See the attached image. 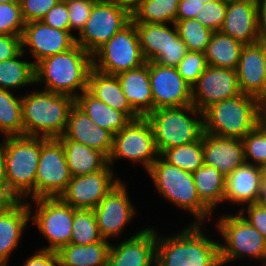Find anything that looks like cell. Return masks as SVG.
Instances as JSON below:
<instances>
[{
  "label": "cell",
  "mask_w": 266,
  "mask_h": 266,
  "mask_svg": "<svg viewBox=\"0 0 266 266\" xmlns=\"http://www.w3.org/2000/svg\"><path fill=\"white\" fill-rule=\"evenodd\" d=\"M23 0H0V3H11L21 5Z\"/></svg>",
  "instance_id": "cell-58"
},
{
  "label": "cell",
  "mask_w": 266,
  "mask_h": 266,
  "mask_svg": "<svg viewBox=\"0 0 266 266\" xmlns=\"http://www.w3.org/2000/svg\"><path fill=\"white\" fill-rule=\"evenodd\" d=\"M241 93L265 101V71L262 55V37L254 44L244 45L236 69Z\"/></svg>",
  "instance_id": "cell-24"
},
{
  "label": "cell",
  "mask_w": 266,
  "mask_h": 266,
  "mask_svg": "<svg viewBox=\"0 0 266 266\" xmlns=\"http://www.w3.org/2000/svg\"><path fill=\"white\" fill-rule=\"evenodd\" d=\"M216 228L225 240L219 244L221 265L250 256L266 266V239L243 216L224 215Z\"/></svg>",
  "instance_id": "cell-9"
},
{
  "label": "cell",
  "mask_w": 266,
  "mask_h": 266,
  "mask_svg": "<svg viewBox=\"0 0 266 266\" xmlns=\"http://www.w3.org/2000/svg\"><path fill=\"white\" fill-rule=\"evenodd\" d=\"M149 78L154 110L192 105V88L176 67L149 62Z\"/></svg>",
  "instance_id": "cell-15"
},
{
  "label": "cell",
  "mask_w": 266,
  "mask_h": 266,
  "mask_svg": "<svg viewBox=\"0 0 266 266\" xmlns=\"http://www.w3.org/2000/svg\"><path fill=\"white\" fill-rule=\"evenodd\" d=\"M25 24L21 5L0 3V34L22 36Z\"/></svg>",
  "instance_id": "cell-41"
},
{
  "label": "cell",
  "mask_w": 266,
  "mask_h": 266,
  "mask_svg": "<svg viewBox=\"0 0 266 266\" xmlns=\"http://www.w3.org/2000/svg\"><path fill=\"white\" fill-rule=\"evenodd\" d=\"M220 31L243 44H254L261 38L258 31L255 0H227L224 23Z\"/></svg>",
  "instance_id": "cell-21"
},
{
  "label": "cell",
  "mask_w": 266,
  "mask_h": 266,
  "mask_svg": "<svg viewBox=\"0 0 266 266\" xmlns=\"http://www.w3.org/2000/svg\"><path fill=\"white\" fill-rule=\"evenodd\" d=\"M258 31L261 37H266V0H256Z\"/></svg>",
  "instance_id": "cell-53"
},
{
  "label": "cell",
  "mask_w": 266,
  "mask_h": 266,
  "mask_svg": "<svg viewBox=\"0 0 266 266\" xmlns=\"http://www.w3.org/2000/svg\"><path fill=\"white\" fill-rule=\"evenodd\" d=\"M41 153V137H5L7 201L35 199V177Z\"/></svg>",
  "instance_id": "cell-5"
},
{
  "label": "cell",
  "mask_w": 266,
  "mask_h": 266,
  "mask_svg": "<svg viewBox=\"0 0 266 266\" xmlns=\"http://www.w3.org/2000/svg\"><path fill=\"white\" fill-rule=\"evenodd\" d=\"M21 51V36L0 34V62L16 57Z\"/></svg>",
  "instance_id": "cell-49"
},
{
  "label": "cell",
  "mask_w": 266,
  "mask_h": 266,
  "mask_svg": "<svg viewBox=\"0 0 266 266\" xmlns=\"http://www.w3.org/2000/svg\"><path fill=\"white\" fill-rule=\"evenodd\" d=\"M69 11L70 31L77 30L78 34L87 22L93 4L97 0H64Z\"/></svg>",
  "instance_id": "cell-44"
},
{
  "label": "cell",
  "mask_w": 266,
  "mask_h": 266,
  "mask_svg": "<svg viewBox=\"0 0 266 266\" xmlns=\"http://www.w3.org/2000/svg\"><path fill=\"white\" fill-rule=\"evenodd\" d=\"M147 172L166 200L194 216L196 221L192 224L202 225L210 218L212 212L201 202L192 173L166 162L160 155Z\"/></svg>",
  "instance_id": "cell-7"
},
{
  "label": "cell",
  "mask_w": 266,
  "mask_h": 266,
  "mask_svg": "<svg viewBox=\"0 0 266 266\" xmlns=\"http://www.w3.org/2000/svg\"><path fill=\"white\" fill-rule=\"evenodd\" d=\"M108 240L91 245L68 244L56 253L60 266H107L110 249Z\"/></svg>",
  "instance_id": "cell-31"
},
{
  "label": "cell",
  "mask_w": 266,
  "mask_h": 266,
  "mask_svg": "<svg viewBox=\"0 0 266 266\" xmlns=\"http://www.w3.org/2000/svg\"><path fill=\"white\" fill-rule=\"evenodd\" d=\"M262 121L266 123V100L262 103Z\"/></svg>",
  "instance_id": "cell-59"
},
{
  "label": "cell",
  "mask_w": 266,
  "mask_h": 266,
  "mask_svg": "<svg viewBox=\"0 0 266 266\" xmlns=\"http://www.w3.org/2000/svg\"><path fill=\"white\" fill-rule=\"evenodd\" d=\"M0 143V198L7 201V183L5 169V139Z\"/></svg>",
  "instance_id": "cell-52"
},
{
  "label": "cell",
  "mask_w": 266,
  "mask_h": 266,
  "mask_svg": "<svg viewBox=\"0 0 266 266\" xmlns=\"http://www.w3.org/2000/svg\"><path fill=\"white\" fill-rule=\"evenodd\" d=\"M226 9L227 0L206 3L203 10L194 19L212 31H220L224 23Z\"/></svg>",
  "instance_id": "cell-43"
},
{
  "label": "cell",
  "mask_w": 266,
  "mask_h": 266,
  "mask_svg": "<svg viewBox=\"0 0 266 266\" xmlns=\"http://www.w3.org/2000/svg\"><path fill=\"white\" fill-rule=\"evenodd\" d=\"M192 175L201 202L212 212L224 202L226 178L216 168L204 164Z\"/></svg>",
  "instance_id": "cell-33"
},
{
  "label": "cell",
  "mask_w": 266,
  "mask_h": 266,
  "mask_svg": "<svg viewBox=\"0 0 266 266\" xmlns=\"http://www.w3.org/2000/svg\"><path fill=\"white\" fill-rule=\"evenodd\" d=\"M33 201L37 209L30 218L50 243L41 250L57 252L61 247L70 244L75 208L60 197L37 198Z\"/></svg>",
  "instance_id": "cell-13"
},
{
  "label": "cell",
  "mask_w": 266,
  "mask_h": 266,
  "mask_svg": "<svg viewBox=\"0 0 266 266\" xmlns=\"http://www.w3.org/2000/svg\"><path fill=\"white\" fill-rule=\"evenodd\" d=\"M103 152L107 157L113 147V134L97 126L88 115L74 104L68 115L67 126L62 136Z\"/></svg>",
  "instance_id": "cell-23"
},
{
  "label": "cell",
  "mask_w": 266,
  "mask_h": 266,
  "mask_svg": "<svg viewBox=\"0 0 266 266\" xmlns=\"http://www.w3.org/2000/svg\"><path fill=\"white\" fill-rule=\"evenodd\" d=\"M21 104L22 96L0 88V133L5 137L24 135Z\"/></svg>",
  "instance_id": "cell-36"
},
{
  "label": "cell",
  "mask_w": 266,
  "mask_h": 266,
  "mask_svg": "<svg viewBox=\"0 0 266 266\" xmlns=\"http://www.w3.org/2000/svg\"><path fill=\"white\" fill-rule=\"evenodd\" d=\"M262 182L264 191H266V163L261 166Z\"/></svg>",
  "instance_id": "cell-56"
},
{
  "label": "cell",
  "mask_w": 266,
  "mask_h": 266,
  "mask_svg": "<svg viewBox=\"0 0 266 266\" xmlns=\"http://www.w3.org/2000/svg\"><path fill=\"white\" fill-rule=\"evenodd\" d=\"M58 139L63 145L72 177L96 173L109 164L108 157L99 150L68 138Z\"/></svg>",
  "instance_id": "cell-28"
},
{
  "label": "cell",
  "mask_w": 266,
  "mask_h": 266,
  "mask_svg": "<svg viewBox=\"0 0 266 266\" xmlns=\"http://www.w3.org/2000/svg\"><path fill=\"white\" fill-rule=\"evenodd\" d=\"M204 165L216 168L225 178L245 163L242 139L217 137L203 132Z\"/></svg>",
  "instance_id": "cell-22"
},
{
  "label": "cell",
  "mask_w": 266,
  "mask_h": 266,
  "mask_svg": "<svg viewBox=\"0 0 266 266\" xmlns=\"http://www.w3.org/2000/svg\"><path fill=\"white\" fill-rule=\"evenodd\" d=\"M207 67L204 53L187 51L176 68L181 77L192 87Z\"/></svg>",
  "instance_id": "cell-42"
},
{
  "label": "cell",
  "mask_w": 266,
  "mask_h": 266,
  "mask_svg": "<svg viewBox=\"0 0 266 266\" xmlns=\"http://www.w3.org/2000/svg\"><path fill=\"white\" fill-rule=\"evenodd\" d=\"M21 51L16 57L0 62V88L12 90L35 84V64L20 60Z\"/></svg>",
  "instance_id": "cell-34"
},
{
  "label": "cell",
  "mask_w": 266,
  "mask_h": 266,
  "mask_svg": "<svg viewBox=\"0 0 266 266\" xmlns=\"http://www.w3.org/2000/svg\"><path fill=\"white\" fill-rule=\"evenodd\" d=\"M156 231L147 227L131 238L110 245L107 266H155Z\"/></svg>",
  "instance_id": "cell-19"
},
{
  "label": "cell",
  "mask_w": 266,
  "mask_h": 266,
  "mask_svg": "<svg viewBox=\"0 0 266 266\" xmlns=\"http://www.w3.org/2000/svg\"><path fill=\"white\" fill-rule=\"evenodd\" d=\"M60 0H23L22 17L25 23L41 21L44 15Z\"/></svg>",
  "instance_id": "cell-45"
},
{
  "label": "cell",
  "mask_w": 266,
  "mask_h": 266,
  "mask_svg": "<svg viewBox=\"0 0 266 266\" xmlns=\"http://www.w3.org/2000/svg\"><path fill=\"white\" fill-rule=\"evenodd\" d=\"M174 24L188 51L205 52L213 33L211 29L195 19L176 20Z\"/></svg>",
  "instance_id": "cell-39"
},
{
  "label": "cell",
  "mask_w": 266,
  "mask_h": 266,
  "mask_svg": "<svg viewBox=\"0 0 266 266\" xmlns=\"http://www.w3.org/2000/svg\"><path fill=\"white\" fill-rule=\"evenodd\" d=\"M50 27L70 31L69 11L64 0H60L41 19Z\"/></svg>",
  "instance_id": "cell-46"
},
{
  "label": "cell",
  "mask_w": 266,
  "mask_h": 266,
  "mask_svg": "<svg viewBox=\"0 0 266 266\" xmlns=\"http://www.w3.org/2000/svg\"><path fill=\"white\" fill-rule=\"evenodd\" d=\"M72 178L58 138L41 137V153L35 177V199L60 197Z\"/></svg>",
  "instance_id": "cell-11"
},
{
  "label": "cell",
  "mask_w": 266,
  "mask_h": 266,
  "mask_svg": "<svg viewBox=\"0 0 266 266\" xmlns=\"http://www.w3.org/2000/svg\"><path fill=\"white\" fill-rule=\"evenodd\" d=\"M146 62H153L179 35L175 24L134 22Z\"/></svg>",
  "instance_id": "cell-30"
},
{
  "label": "cell",
  "mask_w": 266,
  "mask_h": 266,
  "mask_svg": "<svg viewBox=\"0 0 266 266\" xmlns=\"http://www.w3.org/2000/svg\"><path fill=\"white\" fill-rule=\"evenodd\" d=\"M87 91L111 108L124 113L131 121L140 118L127 101L116 75L104 74L92 68L88 75Z\"/></svg>",
  "instance_id": "cell-27"
},
{
  "label": "cell",
  "mask_w": 266,
  "mask_h": 266,
  "mask_svg": "<svg viewBox=\"0 0 266 266\" xmlns=\"http://www.w3.org/2000/svg\"><path fill=\"white\" fill-rule=\"evenodd\" d=\"M116 76L127 101L140 117H146L154 110L149 62L139 68L121 72Z\"/></svg>",
  "instance_id": "cell-26"
},
{
  "label": "cell",
  "mask_w": 266,
  "mask_h": 266,
  "mask_svg": "<svg viewBox=\"0 0 266 266\" xmlns=\"http://www.w3.org/2000/svg\"><path fill=\"white\" fill-rule=\"evenodd\" d=\"M262 55L264 60V71L266 78V37H262ZM265 100H266V84H265Z\"/></svg>",
  "instance_id": "cell-55"
},
{
  "label": "cell",
  "mask_w": 266,
  "mask_h": 266,
  "mask_svg": "<svg viewBox=\"0 0 266 266\" xmlns=\"http://www.w3.org/2000/svg\"><path fill=\"white\" fill-rule=\"evenodd\" d=\"M201 1H203L205 4L207 3H210V2H213V1H218V0H201Z\"/></svg>",
  "instance_id": "cell-60"
},
{
  "label": "cell",
  "mask_w": 266,
  "mask_h": 266,
  "mask_svg": "<svg viewBox=\"0 0 266 266\" xmlns=\"http://www.w3.org/2000/svg\"><path fill=\"white\" fill-rule=\"evenodd\" d=\"M192 88V105L204 112L210 105L241 94L237 71L209 66Z\"/></svg>",
  "instance_id": "cell-16"
},
{
  "label": "cell",
  "mask_w": 266,
  "mask_h": 266,
  "mask_svg": "<svg viewBox=\"0 0 266 266\" xmlns=\"http://www.w3.org/2000/svg\"><path fill=\"white\" fill-rule=\"evenodd\" d=\"M75 36L71 31L60 30L42 21H31L25 24L21 36L22 51L29 47L30 53L35 61V65L50 56L62 53L72 48L75 42Z\"/></svg>",
  "instance_id": "cell-18"
},
{
  "label": "cell",
  "mask_w": 266,
  "mask_h": 266,
  "mask_svg": "<svg viewBox=\"0 0 266 266\" xmlns=\"http://www.w3.org/2000/svg\"><path fill=\"white\" fill-rule=\"evenodd\" d=\"M266 212V191H264L263 195L258 199L257 202Z\"/></svg>",
  "instance_id": "cell-57"
},
{
  "label": "cell",
  "mask_w": 266,
  "mask_h": 266,
  "mask_svg": "<svg viewBox=\"0 0 266 266\" xmlns=\"http://www.w3.org/2000/svg\"><path fill=\"white\" fill-rule=\"evenodd\" d=\"M125 184L120 181L93 209L104 240L119 236L135 215Z\"/></svg>",
  "instance_id": "cell-17"
},
{
  "label": "cell",
  "mask_w": 266,
  "mask_h": 266,
  "mask_svg": "<svg viewBox=\"0 0 266 266\" xmlns=\"http://www.w3.org/2000/svg\"><path fill=\"white\" fill-rule=\"evenodd\" d=\"M91 69L92 55L75 44L65 52L39 61L35 65V84L42 82L45 84L44 91L69 95L75 99L87 90Z\"/></svg>",
  "instance_id": "cell-1"
},
{
  "label": "cell",
  "mask_w": 266,
  "mask_h": 266,
  "mask_svg": "<svg viewBox=\"0 0 266 266\" xmlns=\"http://www.w3.org/2000/svg\"><path fill=\"white\" fill-rule=\"evenodd\" d=\"M200 224H191L173 236L156 233L155 266H222L219 242L203 234Z\"/></svg>",
  "instance_id": "cell-2"
},
{
  "label": "cell",
  "mask_w": 266,
  "mask_h": 266,
  "mask_svg": "<svg viewBox=\"0 0 266 266\" xmlns=\"http://www.w3.org/2000/svg\"><path fill=\"white\" fill-rule=\"evenodd\" d=\"M145 63L139 35L132 20L92 54V68L108 75H118Z\"/></svg>",
  "instance_id": "cell-8"
},
{
  "label": "cell",
  "mask_w": 266,
  "mask_h": 266,
  "mask_svg": "<svg viewBox=\"0 0 266 266\" xmlns=\"http://www.w3.org/2000/svg\"><path fill=\"white\" fill-rule=\"evenodd\" d=\"M72 228L71 244L91 245L103 240L92 209H75Z\"/></svg>",
  "instance_id": "cell-38"
},
{
  "label": "cell",
  "mask_w": 266,
  "mask_h": 266,
  "mask_svg": "<svg viewBox=\"0 0 266 266\" xmlns=\"http://www.w3.org/2000/svg\"><path fill=\"white\" fill-rule=\"evenodd\" d=\"M160 156L168 163L187 172L194 173L204 164L203 160V134L195 142L168 148Z\"/></svg>",
  "instance_id": "cell-37"
},
{
  "label": "cell",
  "mask_w": 266,
  "mask_h": 266,
  "mask_svg": "<svg viewBox=\"0 0 266 266\" xmlns=\"http://www.w3.org/2000/svg\"><path fill=\"white\" fill-rule=\"evenodd\" d=\"M109 2H114L116 4L127 7L130 11H132L141 0H106Z\"/></svg>",
  "instance_id": "cell-54"
},
{
  "label": "cell",
  "mask_w": 266,
  "mask_h": 266,
  "mask_svg": "<svg viewBox=\"0 0 266 266\" xmlns=\"http://www.w3.org/2000/svg\"><path fill=\"white\" fill-rule=\"evenodd\" d=\"M204 5L201 0H180L176 20L194 19L203 10Z\"/></svg>",
  "instance_id": "cell-50"
},
{
  "label": "cell",
  "mask_w": 266,
  "mask_h": 266,
  "mask_svg": "<svg viewBox=\"0 0 266 266\" xmlns=\"http://www.w3.org/2000/svg\"><path fill=\"white\" fill-rule=\"evenodd\" d=\"M260 122L262 103L243 93L212 104L203 112L204 132L217 137L243 139Z\"/></svg>",
  "instance_id": "cell-3"
},
{
  "label": "cell",
  "mask_w": 266,
  "mask_h": 266,
  "mask_svg": "<svg viewBox=\"0 0 266 266\" xmlns=\"http://www.w3.org/2000/svg\"><path fill=\"white\" fill-rule=\"evenodd\" d=\"M244 45L221 31H213L204 52L207 64L217 68L236 70Z\"/></svg>",
  "instance_id": "cell-32"
},
{
  "label": "cell",
  "mask_w": 266,
  "mask_h": 266,
  "mask_svg": "<svg viewBox=\"0 0 266 266\" xmlns=\"http://www.w3.org/2000/svg\"><path fill=\"white\" fill-rule=\"evenodd\" d=\"M75 104L101 128L113 135L123 129L131 120L122 112L111 108L101 100L91 95L87 90L75 98Z\"/></svg>",
  "instance_id": "cell-29"
},
{
  "label": "cell",
  "mask_w": 266,
  "mask_h": 266,
  "mask_svg": "<svg viewBox=\"0 0 266 266\" xmlns=\"http://www.w3.org/2000/svg\"><path fill=\"white\" fill-rule=\"evenodd\" d=\"M111 165L96 173L73 176L60 198L75 209H94L110 190L120 182L114 179Z\"/></svg>",
  "instance_id": "cell-14"
},
{
  "label": "cell",
  "mask_w": 266,
  "mask_h": 266,
  "mask_svg": "<svg viewBox=\"0 0 266 266\" xmlns=\"http://www.w3.org/2000/svg\"><path fill=\"white\" fill-rule=\"evenodd\" d=\"M158 156L152 127L145 117H140L113 135L108 163L113 165L116 159L125 158L135 164L140 162L148 171Z\"/></svg>",
  "instance_id": "cell-12"
},
{
  "label": "cell",
  "mask_w": 266,
  "mask_h": 266,
  "mask_svg": "<svg viewBox=\"0 0 266 266\" xmlns=\"http://www.w3.org/2000/svg\"><path fill=\"white\" fill-rule=\"evenodd\" d=\"M59 261L57 253L49 250H40L38 253L29 257L24 266H58Z\"/></svg>",
  "instance_id": "cell-51"
},
{
  "label": "cell",
  "mask_w": 266,
  "mask_h": 266,
  "mask_svg": "<svg viewBox=\"0 0 266 266\" xmlns=\"http://www.w3.org/2000/svg\"><path fill=\"white\" fill-rule=\"evenodd\" d=\"M26 200L3 201L0 204V265H7L10 254L17 248L32 213Z\"/></svg>",
  "instance_id": "cell-20"
},
{
  "label": "cell",
  "mask_w": 266,
  "mask_h": 266,
  "mask_svg": "<svg viewBox=\"0 0 266 266\" xmlns=\"http://www.w3.org/2000/svg\"><path fill=\"white\" fill-rule=\"evenodd\" d=\"M131 20V11L127 7L106 0H97L75 42L92 55Z\"/></svg>",
  "instance_id": "cell-10"
},
{
  "label": "cell",
  "mask_w": 266,
  "mask_h": 266,
  "mask_svg": "<svg viewBox=\"0 0 266 266\" xmlns=\"http://www.w3.org/2000/svg\"><path fill=\"white\" fill-rule=\"evenodd\" d=\"M263 193L260 166L244 163L226 177L224 201L245 207L257 203Z\"/></svg>",
  "instance_id": "cell-25"
},
{
  "label": "cell",
  "mask_w": 266,
  "mask_h": 266,
  "mask_svg": "<svg viewBox=\"0 0 266 266\" xmlns=\"http://www.w3.org/2000/svg\"><path fill=\"white\" fill-rule=\"evenodd\" d=\"M197 116L200 118L195 119ZM145 118L152 127L159 155L168 148L198 141L204 132L203 112L193 105L159 108Z\"/></svg>",
  "instance_id": "cell-6"
},
{
  "label": "cell",
  "mask_w": 266,
  "mask_h": 266,
  "mask_svg": "<svg viewBox=\"0 0 266 266\" xmlns=\"http://www.w3.org/2000/svg\"><path fill=\"white\" fill-rule=\"evenodd\" d=\"M180 0H141L131 11L133 22L173 24Z\"/></svg>",
  "instance_id": "cell-35"
},
{
  "label": "cell",
  "mask_w": 266,
  "mask_h": 266,
  "mask_svg": "<svg viewBox=\"0 0 266 266\" xmlns=\"http://www.w3.org/2000/svg\"><path fill=\"white\" fill-rule=\"evenodd\" d=\"M246 207H241L238 213H240L243 216V218H245L266 239L265 210L258 203L246 205ZM245 211L247 212L246 214L248 215L246 217L243 214Z\"/></svg>",
  "instance_id": "cell-48"
},
{
  "label": "cell",
  "mask_w": 266,
  "mask_h": 266,
  "mask_svg": "<svg viewBox=\"0 0 266 266\" xmlns=\"http://www.w3.org/2000/svg\"><path fill=\"white\" fill-rule=\"evenodd\" d=\"M74 104L72 96L44 90L22 96L24 135L46 138L62 136Z\"/></svg>",
  "instance_id": "cell-4"
},
{
  "label": "cell",
  "mask_w": 266,
  "mask_h": 266,
  "mask_svg": "<svg viewBox=\"0 0 266 266\" xmlns=\"http://www.w3.org/2000/svg\"><path fill=\"white\" fill-rule=\"evenodd\" d=\"M245 163L262 166L266 163V123L260 122L243 139ZM249 159V160H248ZM253 161V163L250 161ZM250 161V162H249Z\"/></svg>",
  "instance_id": "cell-40"
},
{
  "label": "cell",
  "mask_w": 266,
  "mask_h": 266,
  "mask_svg": "<svg viewBox=\"0 0 266 266\" xmlns=\"http://www.w3.org/2000/svg\"><path fill=\"white\" fill-rule=\"evenodd\" d=\"M187 51L185 43L178 36L175 40H172L170 46L165 51H162L153 62L164 66L177 67Z\"/></svg>",
  "instance_id": "cell-47"
}]
</instances>
